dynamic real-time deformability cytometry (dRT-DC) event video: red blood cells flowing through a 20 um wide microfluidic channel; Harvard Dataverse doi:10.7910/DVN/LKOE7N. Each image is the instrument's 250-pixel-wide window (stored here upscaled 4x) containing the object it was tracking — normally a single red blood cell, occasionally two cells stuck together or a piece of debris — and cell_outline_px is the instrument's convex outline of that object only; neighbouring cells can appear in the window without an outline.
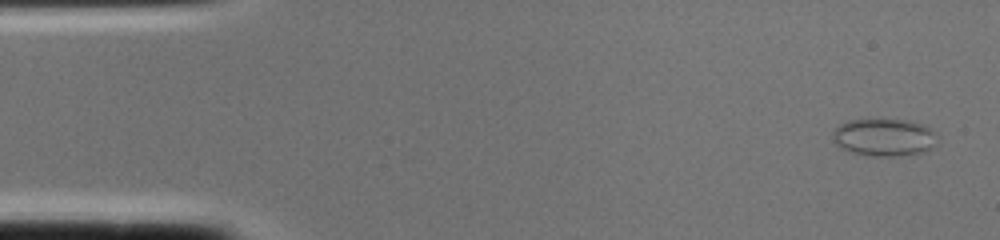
{"species": "common noctule bat (a hibernating species)", "species_latin": "Nyctalus noctula", "temperature_condition": "cold", "stored_images_in_passage": 2, "camera_frame_rate_fps": 3000, "um_per_image_px": 0.085, "animal": {"sex": "female", "body_mass_g": 22.0, "forearm_length_mm": 56.7}, "frame": {"image": 1, "passage_image": 1, "time_ms": 0.0, "image_size_px": [1000, 240], "cell_outline_px": [[936, 132], [932, 148], [924, 152], [900, 156], [868, 156], [852, 152], [840, 148], [836, 144], [832, 136], [832, 132], [840, 124], [848, 120], [904, 120], [920, 124]], "centroid_in_image_um": [75.11, 11.69], "position_along_channel_um": 9.9, "area_um2": 22.66}}